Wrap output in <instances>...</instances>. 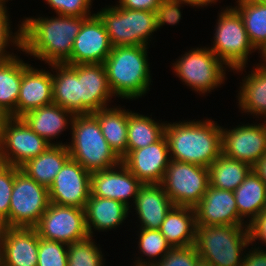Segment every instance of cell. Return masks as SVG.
Returning <instances> with one entry per match:
<instances>
[{
  "mask_svg": "<svg viewBox=\"0 0 266 266\" xmlns=\"http://www.w3.org/2000/svg\"><path fill=\"white\" fill-rule=\"evenodd\" d=\"M74 116L72 112L52 103L32 110L21 118L32 131L51 145H57V143H51V139L64 131L68 124L71 125ZM68 117L70 118L69 121Z\"/></svg>",
  "mask_w": 266,
  "mask_h": 266,
  "instance_id": "24",
  "label": "cell"
},
{
  "mask_svg": "<svg viewBox=\"0 0 266 266\" xmlns=\"http://www.w3.org/2000/svg\"><path fill=\"white\" fill-rule=\"evenodd\" d=\"M91 173L69 158L48 188L49 202L85 209L91 195Z\"/></svg>",
  "mask_w": 266,
  "mask_h": 266,
  "instance_id": "13",
  "label": "cell"
},
{
  "mask_svg": "<svg viewBox=\"0 0 266 266\" xmlns=\"http://www.w3.org/2000/svg\"><path fill=\"white\" fill-rule=\"evenodd\" d=\"M263 212H266V200H265V205H264V208H263Z\"/></svg>",
  "mask_w": 266,
  "mask_h": 266,
  "instance_id": "53",
  "label": "cell"
},
{
  "mask_svg": "<svg viewBox=\"0 0 266 266\" xmlns=\"http://www.w3.org/2000/svg\"><path fill=\"white\" fill-rule=\"evenodd\" d=\"M67 246L68 244L63 242L46 240L39 237L37 266H67Z\"/></svg>",
  "mask_w": 266,
  "mask_h": 266,
  "instance_id": "38",
  "label": "cell"
},
{
  "mask_svg": "<svg viewBox=\"0 0 266 266\" xmlns=\"http://www.w3.org/2000/svg\"><path fill=\"white\" fill-rule=\"evenodd\" d=\"M92 114L98 119L111 150L122 160L127 155L128 111L106 107Z\"/></svg>",
  "mask_w": 266,
  "mask_h": 266,
  "instance_id": "28",
  "label": "cell"
},
{
  "mask_svg": "<svg viewBox=\"0 0 266 266\" xmlns=\"http://www.w3.org/2000/svg\"><path fill=\"white\" fill-rule=\"evenodd\" d=\"M160 232L172 248L195 244V210L189 206H173L161 223Z\"/></svg>",
  "mask_w": 266,
  "mask_h": 266,
  "instance_id": "25",
  "label": "cell"
},
{
  "mask_svg": "<svg viewBox=\"0 0 266 266\" xmlns=\"http://www.w3.org/2000/svg\"><path fill=\"white\" fill-rule=\"evenodd\" d=\"M129 207L120 201L90 195L85 206L86 227L89 236L93 229L109 230L121 225L127 218Z\"/></svg>",
  "mask_w": 266,
  "mask_h": 266,
  "instance_id": "23",
  "label": "cell"
},
{
  "mask_svg": "<svg viewBox=\"0 0 266 266\" xmlns=\"http://www.w3.org/2000/svg\"><path fill=\"white\" fill-rule=\"evenodd\" d=\"M34 228L39 237L68 245L89 236L85 209L53 203H49Z\"/></svg>",
  "mask_w": 266,
  "mask_h": 266,
  "instance_id": "12",
  "label": "cell"
},
{
  "mask_svg": "<svg viewBox=\"0 0 266 266\" xmlns=\"http://www.w3.org/2000/svg\"><path fill=\"white\" fill-rule=\"evenodd\" d=\"M237 2L238 6L234 8L242 17L249 40L256 50L262 52L266 47V0Z\"/></svg>",
  "mask_w": 266,
  "mask_h": 266,
  "instance_id": "32",
  "label": "cell"
},
{
  "mask_svg": "<svg viewBox=\"0 0 266 266\" xmlns=\"http://www.w3.org/2000/svg\"><path fill=\"white\" fill-rule=\"evenodd\" d=\"M161 0H119V7L155 12Z\"/></svg>",
  "mask_w": 266,
  "mask_h": 266,
  "instance_id": "44",
  "label": "cell"
},
{
  "mask_svg": "<svg viewBox=\"0 0 266 266\" xmlns=\"http://www.w3.org/2000/svg\"><path fill=\"white\" fill-rule=\"evenodd\" d=\"M170 159L208 168L222 154L221 126L214 121L166 123Z\"/></svg>",
  "mask_w": 266,
  "mask_h": 266,
  "instance_id": "2",
  "label": "cell"
},
{
  "mask_svg": "<svg viewBox=\"0 0 266 266\" xmlns=\"http://www.w3.org/2000/svg\"><path fill=\"white\" fill-rule=\"evenodd\" d=\"M140 252L147 257H164L172 247L159 229H140L139 244ZM160 255V256H159Z\"/></svg>",
  "mask_w": 266,
  "mask_h": 266,
  "instance_id": "37",
  "label": "cell"
},
{
  "mask_svg": "<svg viewBox=\"0 0 266 266\" xmlns=\"http://www.w3.org/2000/svg\"><path fill=\"white\" fill-rule=\"evenodd\" d=\"M253 72V73H252ZM246 76L238 93L239 107L244 112L266 117V66L258 64Z\"/></svg>",
  "mask_w": 266,
  "mask_h": 266,
  "instance_id": "30",
  "label": "cell"
},
{
  "mask_svg": "<svg viewBox=\"0 0 266 266\" xmlns=\"http://www.w3.org/2000/svg\"><path fill=\"white\" fill-rule=\"evenodd\" d=\"M127 154L158 141L163 135L166 123L128 111Z\"/></svg>",
  "mask_w": 266,
  "mask_h": 266,
  "instance_id": "34",
  "label": "cell"
},
{
  "mask_svg": "<svg viewBox=\"0 0 266 266\" xmlns=\"http://www.w3.org/2000/svg\"><path fill=\"white\" fill-rule=\"evenodd\" d=\"M72 141L67 144L70 158L90 173L117 166L121 160L102 134L98 119L91 114L75 115L71 124Z\"/></svg>",
  "mask_w": 266,
  "mask_h": 266,
  "instance_id": "4",
  "label": "cell"
},
{
  "mask_svg": "<svg viewBox=\"0 0 266 266\" xmlns=\"http://www.w3.org/2000/svg\"><path fill=\"white\" fill-rule=\"evenodd\" d=\"M196 225H242L233 191L208 186L203 198L193 207ZM244 224V225H243Z\"/></svg>",
  "mask_w": 266,
  "mask_h": 266,
  "instance_id": "17",
  "label": "cell"
},
{
  "mask_svg": "<svg viewBox=\"0 0 266 266\" xmlns=\"http://www.w3.org/2000/svg\"><path fill=\"white\" fill-rule=\"evenodd\" d=\"M112 50L105 26L97 14H92L83 23L76 36L70 59L65 63L100 64L104 63Z\"/></svg>",
  "mask_w": 266,
  "mask_h": 266,
  "instance_id": "15",
  "label": "cell"
},
{
  "mask_svg": "<svg viewBox=\"0 0 266 266\" xmlns=\"http://www.w3.org/2000/svg\"><path fill=\"white\" fill-rule=\"evenodd\" d=\"M261 54H262V56L261 57H263L262 59L264 60V62L266 61V47H265V49L262 51V52H260ZM265 66H266V62H265V64H264Z\"/></svg>",
  "mask_w": 266,
  "mask_h": 266,
  "instance_id": "50",
  "label": "cell"
},
{
  "mask_svg": "<svg viewBox=\"0 0 266 266\" xmlns=\"http://www.w3.org/2000/svg\"><path fill=\"white\" fill-rule=\"evenodd\" d=\"M88 17L59 15L51 18H25L22 25V52L45 63L65 64L73 42Z\"/></svg>",
  "mask_w": 266,
  "mask_h": 266,
  "instance_id": "1",
  "label": "cell"
},
{
  "mask_svg": "<svg viewBox=\"0 0 266 266\" xmlns=\"http://www.w3.org/2000/svg\"><path fill=\"white\" fill-rule=\"evenodd\" d=\"M50 145L22 118L10 117L0 131V162L20 167L42 154Z\"/></svg>",
  "mask_w": 266,
  "mask_h": 266,
  "instance_id": "11",
  "label": "cell"
},
{
  "mask_svg": "<svg viewBox=\"0 0 266 266\" xmlns=\"http://www.w3.org/2000/svg\"><path fill=\"white\" fill-rule=\"evenodd\" d=\"M213 47L209 48L232 70L246 67L249 53L256 50L248 38L244 22L234 7H227L219 14Z\"/></svg>",
  "mask_w": 266,
  "mask_h": 266,
  "instance_id": "7",
  "label": "cell"
},
{
  "mask_svg": "<svg viewBox=\"0 0 266 266\" xmlns=\"http://www.w3.org/2000/svg\"><path fill=\"white\" fill-rule=\"evenodd\" d=\"M168 142L163 135L146 147L130 151L121 162L143 184L161 183L170 162Z\"/></svg>",
  "mask_w": 266,
  "mask_h": 266,
  "instance_id": "16",
  "label": "cell"
},
{
  "mask_svg": "<svg viewBox=\"0 0 266 266\" xmlns=\"http://www.w3.org/2000/svg\"><path fill=\"white\" fill-rule=\"evenodd\" d=\"M8 17L6 7L0 6V62L14 57V54L12 55L5 50V48L9 46V43L12 42L15 44L14 46L22 50V25H20L19 30L12 35L13 33L10 31V23L8 22L10 20Z\"/></svg>",
  "mask_w": 266,
  "mask_h": 266,
  "instance_id": "40",
  "label": "cell"
},
{
  "mask_svg": "<svg viewBox=\"0 0 266 266\" xmlns=\"http://www.w3.org/2000/svg\"><path fill=\"white\" fill-rule=\"evenodd\" d=\"M233 192L239 217L242 220L244 217L250 218L249 224L263 211L266 200V184L252 169Z\"/></svg>",
  "mask_w": 266,
  "mask_h": 266,
  "instance_id": "29",
  "label": "cell"
},
{
  "mask_svg": "<svg viewBox=\"0 0 266 266\" xmlns=\"http://www.w3.org/2000/svg\"><path fill=\"white\" fill-rule=\"evenodd\" d=\"M249 244L251 245L248 226L196 225L194 246L197 254L200 260L212 266H242L241 252Z\"/></svg>",
  "mask_w": 266,
  "mask_h": 266,
  "instance_id": "5",
  "label": "cell"
},
{
  "mask_svg": "<svg viewBox=\"0 0 266 266\" xmlns=\"http://www.w3.org/2000/svg\"><path fill=\"white\" fill-rule=\"evenodd\" d=\"M147 46H115L104 62L113 95L136 99L142 97L151 82Z\"/></svg>",
  "mask_w": 266,
  "mask_h": 266,
  "instance_id": "3",
  "label": "cell"
},
{
  "mask_svg": "<svg viewBox=\"0 0 266 266\" xmlns=\"http://www.w3.org/2000/svg\"><path fill=\"white\" fill-rule=\"evenodd\" d=\"M253 168L239 160L221 154L208 167L209 185L218 189L234 191Z\"/></svg>",
  "mask_w": 266,
  "mask_h": 266,
  "instance_id": "31",
  "label": "cell"
},
{
  "mask_svg": "<svg viewBox=\"0 0 266 266\" xmlns=\"http://www.w3.org/2000/svg\"><path fill=\"white\" fill-rule=\"evenodd\" d=\"M7 0H0V6H5V2H6Z\"/></svg>",
  "mask_w": 266,
  "mask_h": 266,
  "instance_id": "52",
  "label": "cell"
},
{
  "mask_svg": "<svg viewBox=\"0 0 266 266\" xmlns=\"http://www.w3.org/2000/svg\"><path fill=\"white\" fill-rule=\"evenodd\" d=\"M38 250L35 228L2 227L0 266H37Z\"/></svg>",
  "mask_w": 266,
  "mask_h": 266,
  "instance_id": "19",
  "label": "cell"
},
{
  "mask_svg": "<svg viewBox=\"0 0 266 266\" xmlns=\"http://www.w3.org/2000/svg\"><path fill=\"white\" fill-rule=\"evenodd\" d=\"M134 203L144 229H160L166 214L174 206L160 183L143 184Z\"/></svg>",
  "mask_w": 266,
  "mask_h": 266,
  "instance_id": "22",
  "label": "cell"
},
{
  "mask_svg": "<svg viewBox=\"0 0 266 266\" xmlns=\"http://www.w3.org/2000/svg\"><path fill=\"white\" fill-rule=\"evenodd\" d=\"M253 170L266 184V154L256 163V165L253 167Z\"/></svg>",
  "mask_w": 266,
  "mask_h": 266,
  "instance_id": "46",
  "label": "cell"
},
{
  "mask_svg": "<svg viewBox=\"0 0 266 266\" xmlns=\"http://www.w3.org/2000/svg\"><path fill=\"white\" fill-rule=\"evenodd\" d=\"M53 103L52 74L43 69H34L23 62V74L18 95L15 117Z\"/></svg>",
  "mask_w": 266,
  "mask_h": 266,
  "instance_id": "21",
  "label": "cell"
},
{
  "mask_svg": "<svg viewBox=\"0 0 266 266\" xmlns=\"http://www.w3.org/2000/svg\"><path fill=\"white\" fill-rule=\"evenodd\" d=\"M136 260L135 266H196L200 260L194 245L172 248L162 259L148 260L145 262Z\"/></svg>",
  "mask_w": 266,
  "mask_h": 266,
  "instance_id": "36",
  "label": "cell"
},
{
  "mask_svg": "<svg viewBox=\"0 0 266 266\" xmlns=\"http://www.w3.org/2000/svg\"><path fill=\"white\" fill-rule=\"evenodd\" d=\"M181 4L185 3L177 0H161L155 11L157 29L165 23L170 25L179 23V20L181 19Z\"/></svg>",
  "mask_w": 266,
  "mask_h": 266,
  "instance_id": "42",
  "label": "cell"
},
{
  "mask_svg": "<svg viewBox=\"0 0 266 266\" xmlns=\"http://www.w3.org/2000/svg\"><path fill=\"white\" fill-rule=\"evenodd\" d=\"M67 266H102L103 255L100 249L88 236L83 240L73 242L67 246Z\"/></svg>",
  "mask_w": 266,
  "mask_h": 266,
  "instance_id": "35",
  "label": "cell"
},
{
  "mask_svg": "<svg viewBox=\"0 0 266 266\" xmlns=\"http://www.w3.org/2000/svg\"><path fill=\"white\" fill-rule=\"evenodd\" d=\"M2 226L0 225V252H1Z\"/></svg>",
  "mask_w": 266,
  "mask_h": 266,
  "instance_id": "51",
  "label": "cell"
},
{
  "mask_svg": "<svg viewBox=\"0 0 266 266\" xmlns=\"http://www.w3.org/2000/svg\"><path fill=\"white\" fill-rule=\"evenodd\" d=\"M225 65L209 48L188 51L173 64L176 75L197 92L207 93L225 79Z\"/></svg>",
  "mask_w": 266,
  "mask_h": 266,
  "instance_id": "10",
  "label": "cell"
},
{
  "mask_svg": "<svg viewBox=\"0 0 266 266\" xmlns=\"http://www.w3.org/2000/svg\"><path fill=\"white\" fill-rule=\"evenodd\" d=\"M70 158L66 144L50 145L42 154L26 161L19 168L38 184L50 187L65 162Z\"/></svg>",
  "mask_w": 266,
  "mask_h": 266,
  "instance_id": "26",
  "label": "cell"
},
{
  "mask_svg": "<svg viewBox=\"0 0 266 266\" xmlns=\"http://www.w3.org/2000/svg\"><path fill=\"white\" fill-rule=\"evenodd\" d=\"M142 185L143 183L122 162L115 167L91 173V195L114 199L127 207H130L129 198L132 197L134 203Z\"/></svg>",
  "mask_w": 266,
  "mask_h": 266,
  "instance_id": "18",
  "label": "cell"
},
{
  "mask_svg": "<svg viewBox=\"0 0 266 266\" xmlns=\"http://www.w3.org/2000/svg\"><path fill=\"white\" fill-rule=\"evenodd\" d=\"M97 15L102 20L112 47L147 46L157 31L156 14L152 11L132 10L117 6L102 8Z\"/></svg>",
  "mask_w": 266,
  "mask_h": 266,
  "instance_id": "6",
  "label": "cell"
},
{
  "mask_svg": "<svg viewBox=\"0 0 266 266\" xmlns=\"http://www.w3.org/2000/svg\"><path fill=\"white\" fill-rule=\"evenodd\" d=\"M15 178V166L0 162V225L9 227V207Z\"/></svg>",
  "mask_w": 266,
  "mask_h": 266,
  "instance_id": "39",
  "label": "cell"
},
{
  "mask_svg": "<svg viewBox=\"0 0 266 266\" xmlns=\"http://www.w3.org/2000/svg\"><path fill=\"white\" fill-rule=\"evenodd\" d=\"M48 188L38 184L19 167L9 207V227L34 228L49 205Z\"/></svg>",
  "mask_w": 266,
  "mask_h": 266,
  "instance_id": "8",
  "label": "cell"
},
{
  "mask_svg": "<svg viewBox=\"0 0 266 266\" xmlns=\"http://www.w3.org/2000/svg\"><path fill=\"white\" fill-rule=\"evenodd\" d=\"M160 184L174 206L194 207L209 186V170L197 164L170 160Z\"/></svg>",
  "mask_w": 266,
  "mask_h": 266,
  "instance_id": "9",
  "label": "cell"
},
{
  "mask_svg": "<svg viewBox=\"0 0 266 266\" xmlns=\"http://www.w3.org/2000/svg\"><path fill=\"white\" fill-rule=\"evenodd\" d=\"M76 74L80 82V115L106 108L114 95L109 87L104 63L76 64Z\"/></svg>",
  "mask_w": 266,
  "mask_h": 266,
  "instance_id": "20",
  "label": "cell"
},
{
  "mask_svg": "<svg viewBox=\"0 0 266 266\" xmlns=\"http://www.w3.org/2000/svg\"><path fill=\"white\" fill-rule=\"evenodd\" d=\"M9 118L10 115L0 106V131Z\"/></svg>",
  "mask_w": 266,
  "mask_h": 266,
  "instance_id": "48",
  "label": "cell"
},
{
  "mask_svg": "<svg viewBox=\"0 0 266 266\" xmlns=\"http://www.w3.org/2000/svg\"><path fill=\"white\" fill-rule=\"evenodd\" d=\"M242 266H266V251L254 248L243 256Z\"/></svg>",
  "mask_w": 266,
  "mask_h": 266,
  "instance_id": "45",
  "label": "cell"
},
{
  "mask_svg": "<svg viewBox=\"0 0 266 266\" xmlns=\"http://www.w3.org/2000/svg\"><path fill=\"white\" fill-rule=\"evenodd\" d=\"M196 266H212L211 264L207 263L206 261L199 260Z\"/></svg>",
  "mask_w": 266,
  "mask_h": 266,
  "instance_id": "49",
  "label": "cell"
},
{
  "mask_svg": "<svg viewBox=\"0 0 266 266\" xmlns=\"http://www.w3.org/2000/svg\"><path fill=\"white\" fill-rule=\"evenodd\" d=\"M22 74L23 60L16 56L0 62V106L10 117H15Z\"/></svg>",
  "mask_w": 266,
  "mask_h": 266,
  "instance_id": "33",
  "label": "cell"
},
{
  "mask_svg": "<svg viewBox=\"0 0 266 266\" xmlns=\"http://www.w3.org/2000/svg\"><path fill=\"white\" fill-rule=\"evenodd\" d=\"M250 241L261 240L266 245V212H261L252 222L248 224Z\"/></svg>",
  "mask_w": 266,
  "mask_h": 266,
  "instance_id": "43",
  "label": "cell"
},
{
  "mask_svg": "<svg viewBox=\"0 0 266 266\" xmlns=\"http://www.w3.org/2000/svg\"><path fill=\"white\" fill-rule=\"evenodd\" d=\"M56 70L52 74L53 103L80 115V82L76 74V65L51 64Z\"/></svg>",
  "mask_w": 266,
  "mask_h": 266,
  "instance_id": "27",
  "label": "cell"
},
{
  "mask_svg": "<svg viewBox=\"0 0 266 266\" xmlns=\"http://www.w3.org/2000/svg\"><path fill=\"white\" fill-rule=\"evenodd\" d=\"M59 15L90 17L92 0H45Z\"/></svg>",
  "mask_w": 266,
  "mask_h": 266,
  "instance_id": "41",
  "label": "cell"
},
{
  "mask_svg": "<svg viewBox=\"0 0 266 266\" xmlns=\"http://www.w3.org/2000/svg\"><path fill=\"white\" fill-rule=\"evenodd\" d=\"M177 1H181L183 3H187V4H190L191 6H196V7H199V6H205L206 5H209V4H212V3H216L217 0H177Z\"/></svg>",
  "mask_w": 266,
  "mask_h": 266,
  "instance_id": "47",
  "label": "cell"
},
{
  "mask_svg": "<svg viewBox=\"0 0 266 266\" xmlns=\"http://www.w3.org/2000/svg\"><path fill=\"white\" fill-rule=\"evenodd\" d=\"M264 122L257 125H238L231 130L222 127V154L253 168L266 154V121Z\"/></svg>",
  "mask_w": 266,
  "mask_h": 266,
  "instance_id": "14",
  "label": "cell"
}]
</instances>
